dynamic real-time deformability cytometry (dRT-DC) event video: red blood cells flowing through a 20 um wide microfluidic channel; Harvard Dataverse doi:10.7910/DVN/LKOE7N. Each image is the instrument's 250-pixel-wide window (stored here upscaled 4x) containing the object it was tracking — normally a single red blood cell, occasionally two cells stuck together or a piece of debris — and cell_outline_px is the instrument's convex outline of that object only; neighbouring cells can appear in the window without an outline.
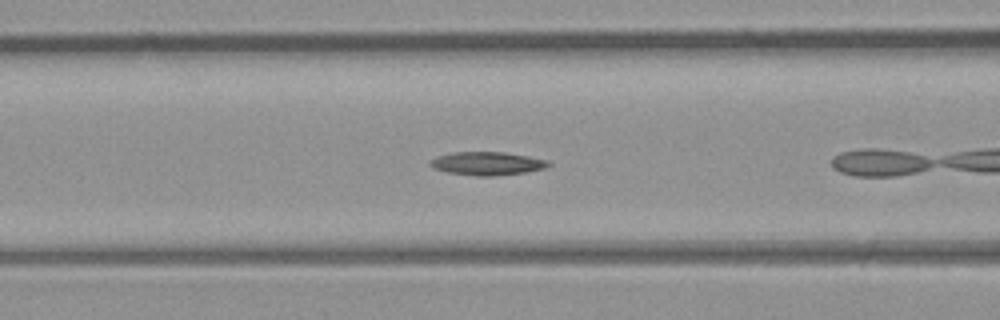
{"species": "common noctule bat (a hibernating species)", "species_latin": "Nyctalus noctula", "temperature_condition": "room temperature", "stored_images_in_passage": 7, "camera_frame_rate_fps": 3000, "um_per_image_px": 0.085, "animal": {"sex": "male", "body_mass_g": 23.1, "forearm_length_mm": 52.7}, "frame": {"image": 1, "passage_image": 5, "time_ms": 1.333, "image_size_px": [1000, 320], "cell_outline_px": [[552, 164], [544, 168], [524, 172], [492, 176], [476, 176], [448, 172], [432, 168], [428, 164], [428, 160], [436, 156], [452, 152], [504, 152], [528, 156], [548, 160]], "centroid_in_image_um": [41.35, 13.89], "position_along_channel_um": 125.2, "area_um2": 16.13}}